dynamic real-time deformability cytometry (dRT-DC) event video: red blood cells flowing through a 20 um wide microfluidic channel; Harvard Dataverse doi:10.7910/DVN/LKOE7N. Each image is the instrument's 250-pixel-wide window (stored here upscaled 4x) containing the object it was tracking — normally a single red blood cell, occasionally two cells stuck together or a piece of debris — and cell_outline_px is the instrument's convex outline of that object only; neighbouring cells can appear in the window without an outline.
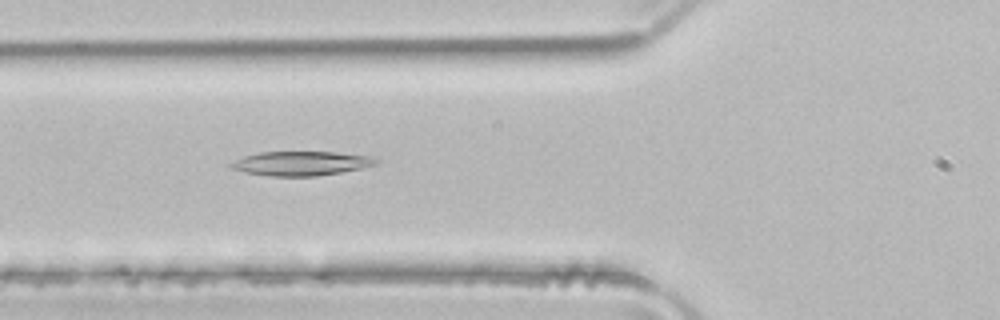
{"species": "common noctule bat (a hibernating species)", "species_latin": "Nyctalus noctula", "temperature_condition": "room temperature", "stored_images_in_passage": 35, "camera_frame_rate_fps": 3000, "um_per_image_px": 0.085, "animal": {"sex": "male", "body_mass_g": 21.5, "forearm_length_mm": 52.0}, "frame": {"image": 1, "passage_image": 3, "time_ms": 0.667, "image_size_px": [1000, 320], "cell_outline_px": [[380, 160], [376, 164], [360, 168], [340, 172], [316, 176], [268, 176], [244, 172], [232, 168], [228, 164], [244, 156], [260, 152], [336, 152], [372, 156]], "centroid_in_image_um": [25.6, 13.88], "position_along_channel_um": 100.2, "area_um2": 20.4}}
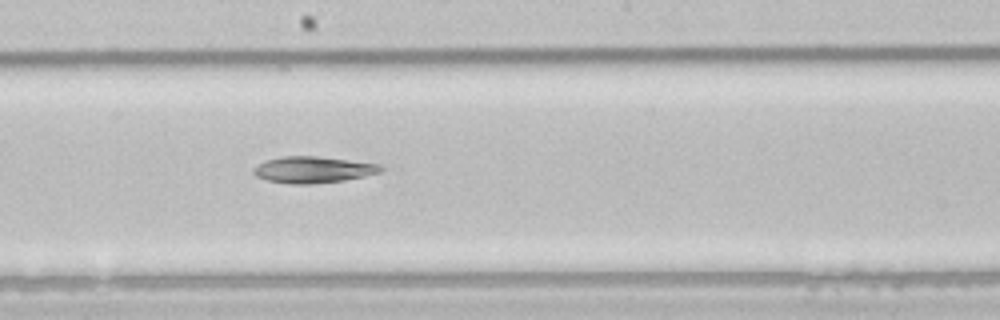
{"frame": {"image": 2, "passage_image": 12, "time_ms": 3.667, "image_size_px": [1000, 320], "cell_outline_px": [[384, 168], [380, 172], [364, 176], [344, 180], [308, 184], [288, 184], [268, 180], [256, 176], [252, 172], [252, 168], [264, 160], [284, 156], [316, 156], [380, 164]], "centroid_in_image_um": [26.57, 14.42], "position_along_channel_um": 221.6, "area_um2": 19.54}}
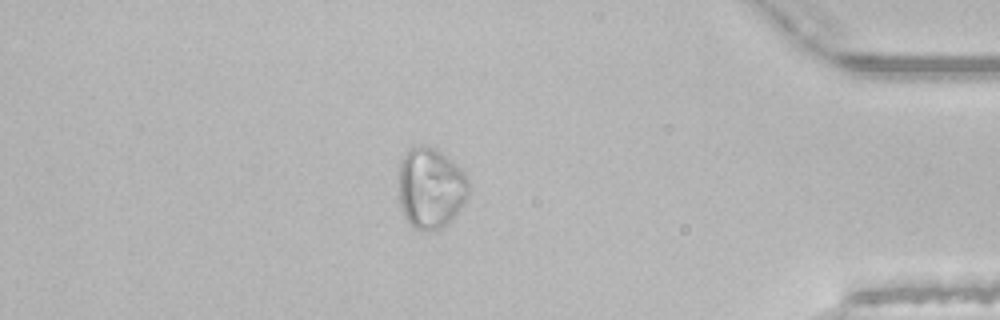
{"frame": {"image": 3, "passage_image": 28, "time_ms": 9.0, "image_size_px": [1000, 320], "cell_outline_px": [[468, 196], [460, 208], [440, 228], [412, 228], [404, 216], [400, 204], [396, 180], [400, 164], [404, 156], [412, 144], [420, 144], [436, 148], [456, 164], [468, 176]], "centroid_in_image_um": [36.55, 15.91], "position_along_channel_um": 398.6, "area_um2": 33.0}}